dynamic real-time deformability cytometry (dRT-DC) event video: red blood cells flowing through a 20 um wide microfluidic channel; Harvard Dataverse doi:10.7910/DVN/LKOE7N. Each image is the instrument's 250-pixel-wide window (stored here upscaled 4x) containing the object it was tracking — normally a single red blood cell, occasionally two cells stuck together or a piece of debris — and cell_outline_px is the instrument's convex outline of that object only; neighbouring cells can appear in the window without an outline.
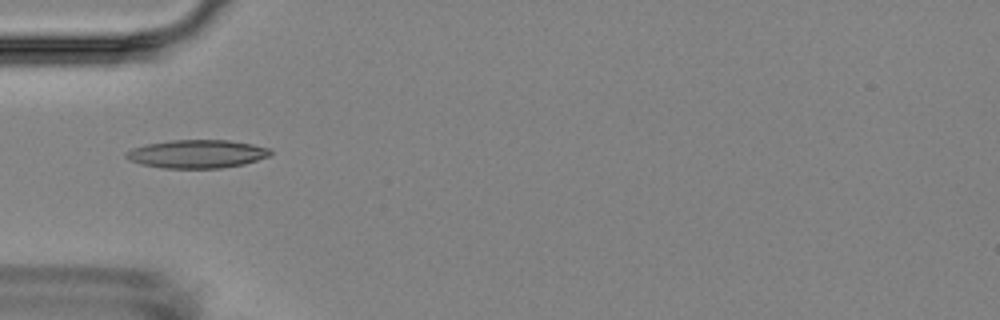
{"species": "Egyptian fruit bat (a non-hibernating species)", "species_latin": "Rousettus aegyptiacus", "temperature_condition": "room temperature", "stored_images_in_passage": 9, "camera_frame_rate_fps": 3000, "um_per_image_px": 0.085, "animal": {"sex": "female"}, "frame": {"image": 1, "passage_image": 1, "time_ms": 0.0, "image_size_px": [1000, 320], "cell_outline_px": [[272, 152], [268, 156], [244, 164], [220, 168], [164, 168], [140, 164], [128, 160], [124, 156], [124, 152], [132, 148], [144, 144], [172, 140], [228, 140], [252, 144], [268, 148]], "centroid_in_image_um": [16.67, 13.08], "position_along_channel_um": 68.3, "area_um2": 23.81}}
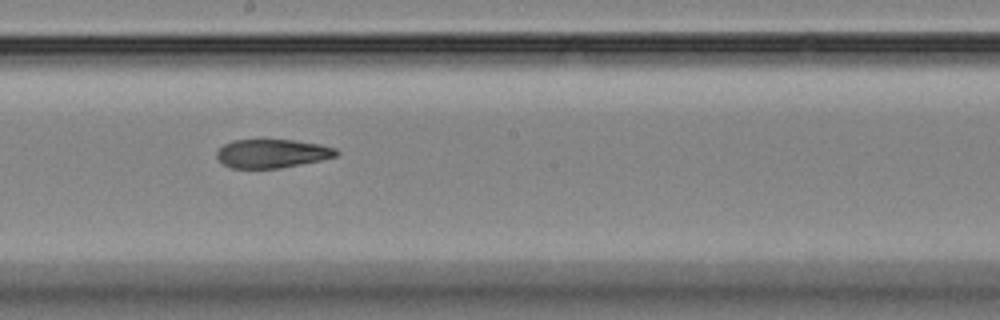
{"frame": {"image": 2, "passage_image": 5, "time_ms": 4.333, "image_size_px": [1000, 320], "cell_outline_px": [[340, 152], [336, 156], [320, 160], [280, 168], [232, 168], [224, 164], [216, 156], [216, 152], [224, 144], [232, 140], [292, 140], [320, 144], [336, 148]], "centroid_in_image_um": [23.13, 13.04], "position_along_channel_um": 225.1, "area_um2": 19.83}}
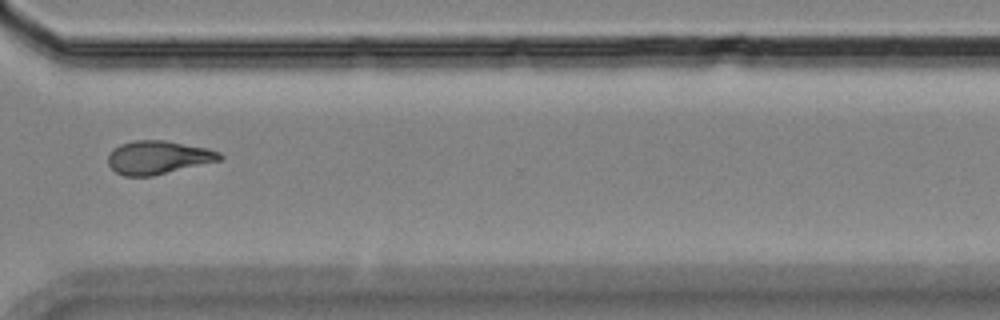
{"frame": {"image": 3, "passage_image": 8, "time_ms": 8.0, "image_size_px": [1000, 320], "cell_outline_px": [[224, 156], [220, 160], [152, 176], [124, 176], [116, 172], [108, 164], [108, 156], [112, 148], [120, 144], [136, 140], [164, 140], [208, 148], [220, 152]], "centroid_in_image_um": [13.43, 13.37], "position_along_channel_um": 357.2, "area_um2": 21.68}}